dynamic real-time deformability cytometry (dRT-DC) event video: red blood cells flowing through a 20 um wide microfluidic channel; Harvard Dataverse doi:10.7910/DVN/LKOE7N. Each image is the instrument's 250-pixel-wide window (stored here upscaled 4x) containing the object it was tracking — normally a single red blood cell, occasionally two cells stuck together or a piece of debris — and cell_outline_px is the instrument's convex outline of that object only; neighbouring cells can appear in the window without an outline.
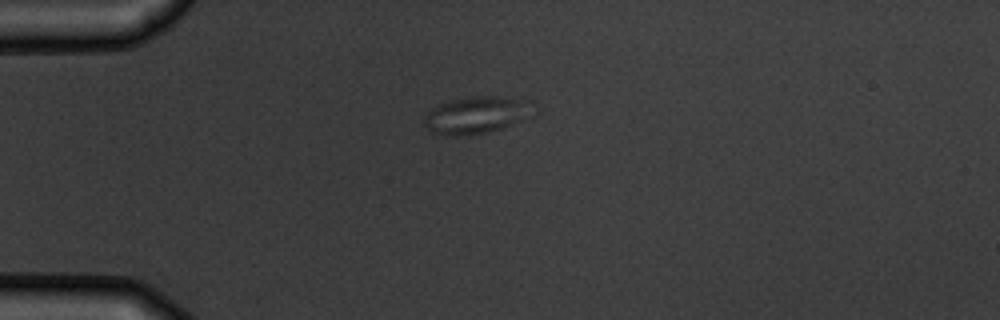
{"species": "common noctule bat (a hibernating species)", "species_latin": "Nyctalus noctula", "temperature_condition": "warm", "stored_images_in_passage": 4, "camera_frame_rate_fps": 3000, "um_per_image_px": 0.085, "animal": {"sex": "male", "body_mass_g": 19.5, "forearm_length_mm": 54.6}, "frame": {"image": 1, "passage_image": 1, "time_ms": 0.0, "image_size_px": [1000, 320], "cell_outline_px": [[540, 112], [536, 116], [500, 128], [484, 132], [460, 136], [444, 136], [432, 132], [424, 124], [424, 112], [440, 104], [452, 100], [472, 96], [500, 96], [528, 100]], "centroid_in_image_um": [40.57, 9.77], "position_along_channel_um": 44.4, "area_um2": 24.1}}
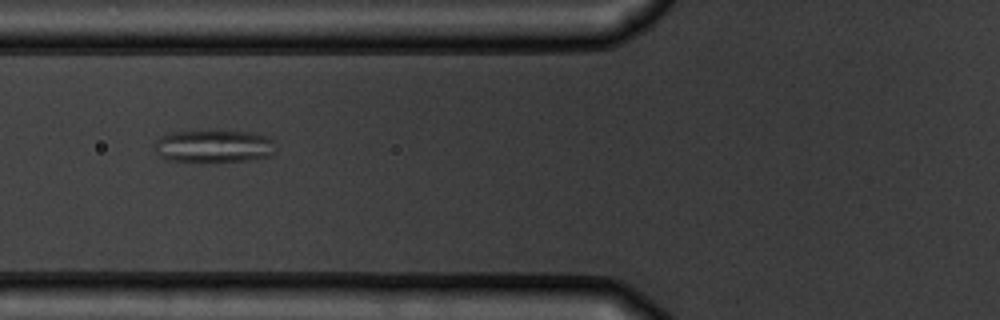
{"frame": {"image": 2, "passage_image": 3, "time_ms": 2.333, "image_size_px": [1000, 320], "cell_outline_px": [[276, 152], [272, 156], [252, 160], [204, 164], [164, 160], [152, 148], [152, 144], [160, 136], [172, 132], [248, 132], [264, 136], [272, 140]], "centroid_in_image_um": [18.11, 12.5], "position_along_channel_um": 107.7, "area_um2": 23.76}}
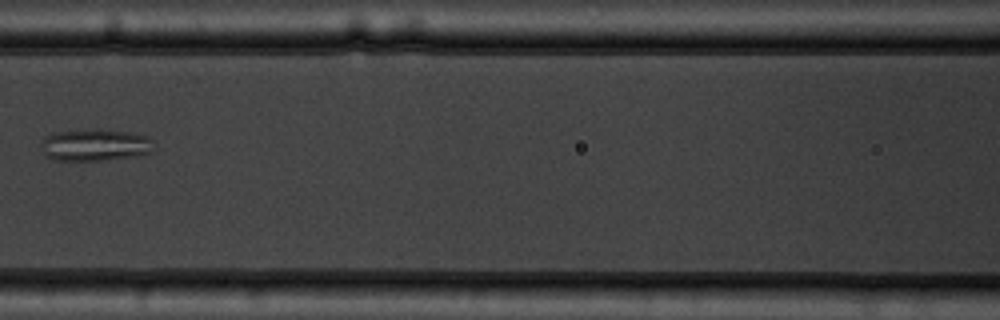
{"frame": {"image": 3, "passage_image": 4, "time_ms": 3.667, "image_size_px": [1000, 320], "cell_outline_px": [[152, 140], [148, 152], [140, 156], [104, 160], [56, 160], [44, 156], [44, 136], [56, 132], [96, 128], [100, 128], [128, 132], [144, 136]], "centroid_in_image_um": [8.06, 12.31], "position_along_channel_um": 158.5, "area_um2": 20.75}}